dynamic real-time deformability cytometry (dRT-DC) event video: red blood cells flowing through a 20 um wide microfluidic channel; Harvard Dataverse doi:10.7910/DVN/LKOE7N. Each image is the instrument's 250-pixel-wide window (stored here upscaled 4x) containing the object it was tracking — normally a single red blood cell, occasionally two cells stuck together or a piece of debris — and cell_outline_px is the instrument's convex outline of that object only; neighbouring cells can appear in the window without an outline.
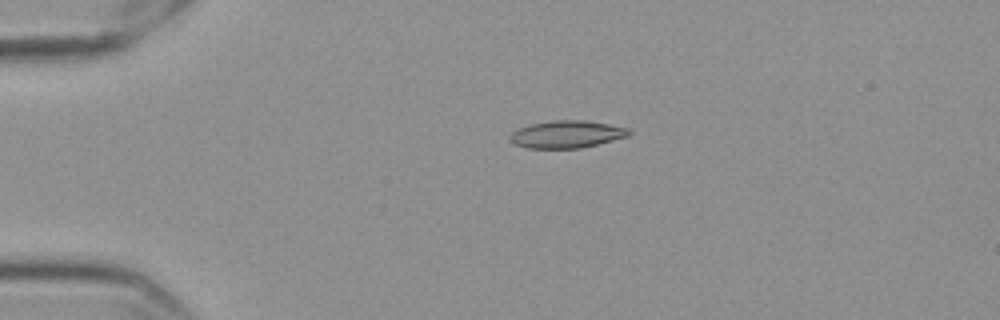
{"species": "Egyptian fruit bat (a non-hibernating species)", "species_latin": "Rousettus aegyptiacus", "temperature_condition": "cold", "stored_images_in_passage": 45, "camera_frame_rate_fps": 3000, "um_per_image_px": 0.085, "frame": {"image": 1, "passage_image": 1, "time_ms": 0.0, "image_size_px": [1000, 320], "cell_outline_px": [[632, 132], [628, 136], [580, 148], [528, 148], [516, 144], [508, 140], [508, 136], [512, 132], [520, 128], [532, 124], [552, 120], [584, 120], [608, 124], [628, 128]], "centroid_in_image_um": [48.16, 11.41], "position_along_channel_um": 36.8, "area_um2": 18.79}}
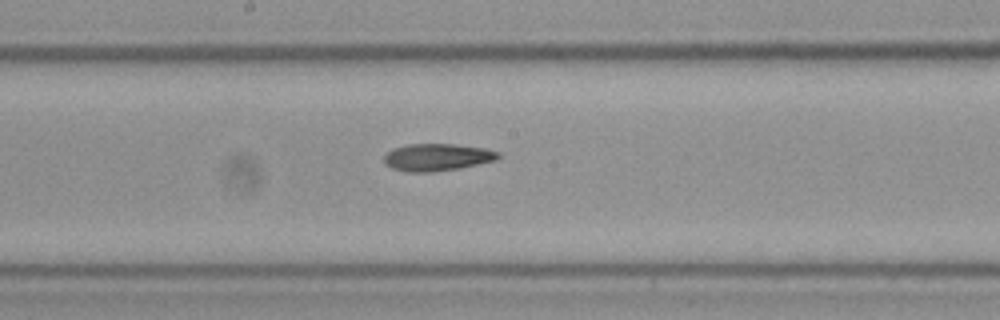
{"frame": {"image": 2, "passage_image": 19, "time_ms": 6.0, "image_size_px": [1000, 320], "cell_outline_px": [[500, 156], [496, 160], [460, 168], [432, 172], [408, 172], [392, 168], [384, 164], [384, 156], [392, 148], [408, 144], [456, 144], [484, 148], [500, 152]], "centroid_in_image_um": [37.14, 13.36], "position_along_channel_um": 211.1, "area_um2": 18.21}}
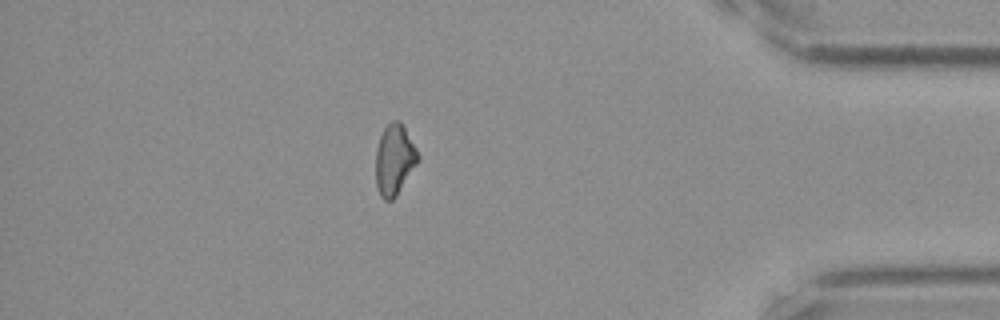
{"frame": {"image": 3, "passage_image": 38, "time_ms": 12.333, "image_size_px": [1000, 320], "cell_outline_px": [[420, 160], [396, 196], [392, 200], [384, 200], [380, 196], [376, 184], [376, 148], [380, 136], [384, 128], [392, 120], [400, 120], [404, 124], [420, 156]], "centroid_in_image_um": [33.54, 13.55], "position_along_channel_um": 401.7, "area_um2": 17.63}}